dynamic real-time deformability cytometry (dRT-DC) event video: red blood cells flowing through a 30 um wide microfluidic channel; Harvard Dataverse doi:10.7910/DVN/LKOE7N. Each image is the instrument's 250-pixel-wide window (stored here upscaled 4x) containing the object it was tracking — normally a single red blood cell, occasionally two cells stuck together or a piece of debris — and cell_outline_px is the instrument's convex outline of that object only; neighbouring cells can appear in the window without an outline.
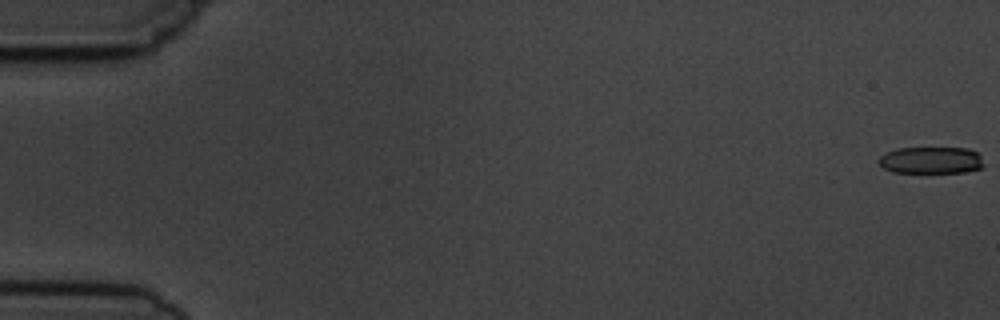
{"species": "common noctule bat (a hibernating species)", "species_latin": "Nyctalus noctula", "temperature_condition": "cold", "stored_images_in_passage": 4, "camera_frame_rate_fps": 3000, "um_per_image_px": 0.085, "animal": {"sex": "male", "body_mass_g": 19.5, "forearm_length_mm": 54.6}, "frame": {"image": 1, "passage_image": 1, "time_ms": 0.0, "image_size_px": [1000, 320], "cell_outline_px": [[984, 168], [964, 172], [892, 172], [884, 168], [876, 160], [880, 156], [896, 148], [968, 148], [976, 152], [980, 156], [984, 164]], "centroid_in_image_um": [79.15, 13.62], "position_along_channel_um": 5.9, "area_um2": 16.47}}